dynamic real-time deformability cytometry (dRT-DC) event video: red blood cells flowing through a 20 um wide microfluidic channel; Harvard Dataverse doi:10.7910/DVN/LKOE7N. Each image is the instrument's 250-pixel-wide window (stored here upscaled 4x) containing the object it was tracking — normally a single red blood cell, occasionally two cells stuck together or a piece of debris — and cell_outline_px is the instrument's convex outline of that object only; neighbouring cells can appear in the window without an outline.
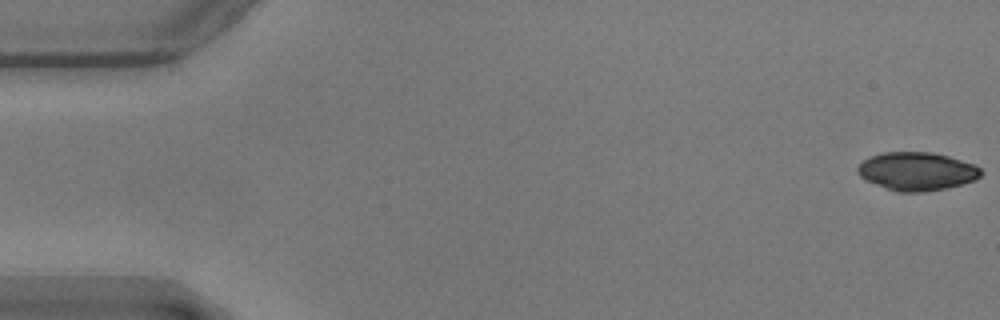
{"species": "common noctule bat (a hibernating species)", "species_latin": "Nyctalus noctula", "temperature_condition": "warm", "stored_images_in_passage": 31, "camera_frame_rate_fps": 3000, "um_per_image_px": 0.085, "animal": {"sex": "male", "body_mass_g": 17.9}, "frame": {"image": 1, "passage_image": 1, "time_ms": 0.0, "image_size_px": [1000, 320], "cell_outline_px": [[984, 172], [976, 180], [948, 188], [924, 192], [896, 192], [876, 184], [860, 176], [856, 172], [856, 168], [864, 160], [872, 156], [884, 152], [932, 152], [948, 156], [972, 164], [980, 168]], "centroid_in_image_um": [77.95, 14.57], "position_along_channel_um": 7.1, "area_um2": 27.46}}
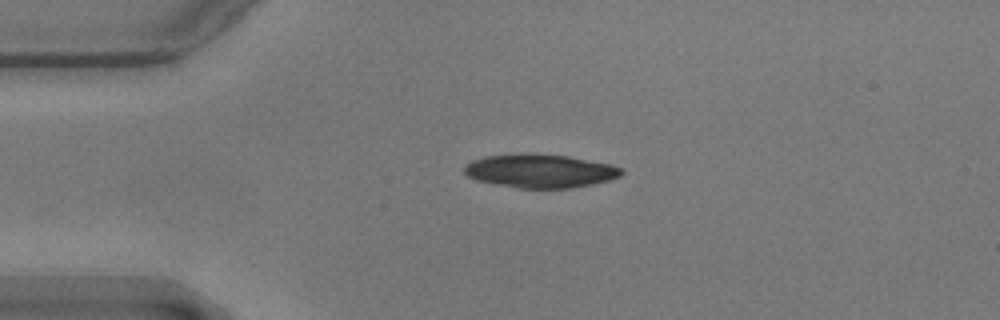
{"frame": {"image": 2, "passage_image": 13, "time_ms": 4.0, "image_size_px": [1000, 320], "cell_outline_px": [[624, 172], [620, 176], [608, 180], [592, 184], [572, 188], [516, 188], [476, 180], [468, 176], [464, 172], [464, 168], [472, 160], [484, 156], [568, 156], [612, 164], [624, 168]], "centroid_in_image_um": [45.98, 14.57], "position_along_channel_um": 39.0, "area_um2": 29.82}}